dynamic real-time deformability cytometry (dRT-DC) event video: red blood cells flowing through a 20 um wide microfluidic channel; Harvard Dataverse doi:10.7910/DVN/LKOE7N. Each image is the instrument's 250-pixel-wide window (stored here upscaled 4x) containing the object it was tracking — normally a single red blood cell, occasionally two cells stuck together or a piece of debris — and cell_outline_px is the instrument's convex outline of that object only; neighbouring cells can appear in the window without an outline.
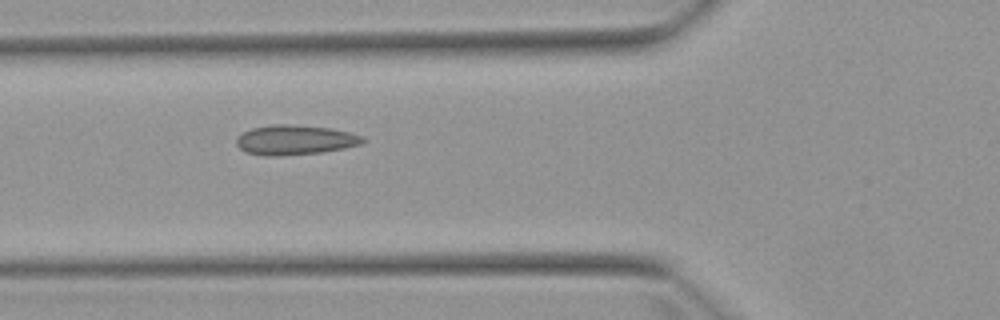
{"species": "Egyptian fruit bat (a non-hibernating species)", "species_latin": "Rousettus aegyptiacus", "temperature_condition": "warm", "stored_images_in_passage": 6, "camera_frame_rate_fps": 3000, "um_per_image_px": 0.085, "animal": {"sex": "female"}, "frame": {"image": 1, "passage_image": 5, "time_ms": 5.667, "image_size_px": [1000, 320], "cell_outline_px": [[368, 140], [360, 144], [344, 148], [320, 152], [280, 156], [264, 156], [244, 152], [236, 144], [236, 136], [252, 128], [272, 124], [288, 124], [332, 128], [364, 136]], "centroid_in_image_um": [25.06, 11.89], "position_along_channel_um": 100.7, "area_um2": 22.08}}
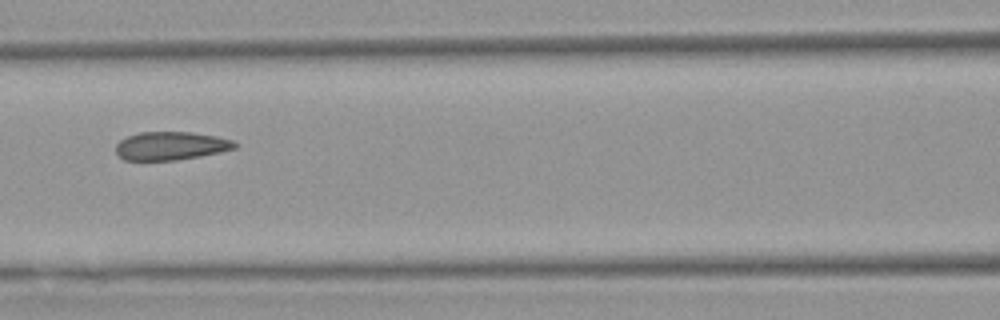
{"frame": {"image": 2, "passage_image": 6, "time_ms": 7.0, "image_size_px": [1000, 320], "cell_outline_px": [[240, 144], [236, 148], [220, 152], [200, 156], [176, 160], [124, 160], [116, 152], [116, 144], [120, 140], [128, 136], [140, 132], [192, 132], [216, 136], [232, 140]], "centroid_in_image_um": [14.55, 12.39], "position_along_channel_um": 152.1, "area_um2": 19.65}}